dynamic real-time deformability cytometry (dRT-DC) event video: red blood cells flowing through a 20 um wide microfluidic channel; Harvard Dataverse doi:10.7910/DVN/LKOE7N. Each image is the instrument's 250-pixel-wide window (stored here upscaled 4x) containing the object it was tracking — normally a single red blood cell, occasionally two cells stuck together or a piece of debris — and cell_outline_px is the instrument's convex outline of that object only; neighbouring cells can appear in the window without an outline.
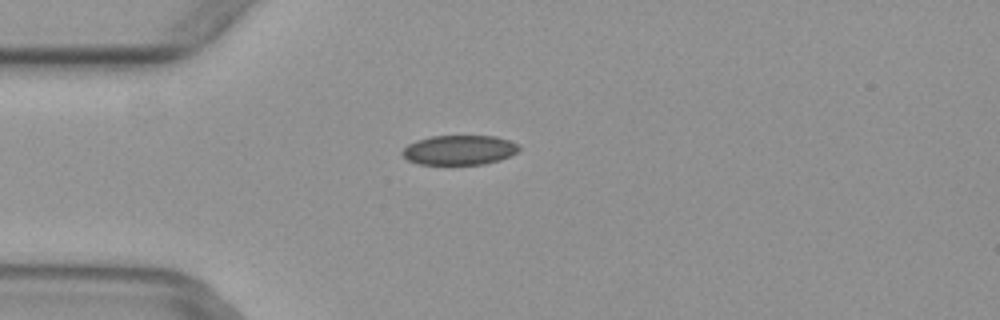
{"species": "common noctule bat (a hibernating species)", "species_latin": "Nyctalus noctula", "temperature_condition": "warm", "stored_images_in_passage": 2, "camera_frame_rate_fps": 3000, "um_per_image_px": 0.085, "animal": {"sex": "female", "body_mass_g": 29.2, "forearm_length_mm": 56.3}, "frame": {"image": 1, "passage_image": 1, "time_ms": 0.0, "image_size_px": [1000, 320], "cell_outline_px": [[520, 148], [516, 152], [500, 160], [484, 164], [420, 164], [408, 160], [400, 152], [408, 144], [416, 140], [432, 136], [496, 136], [520, 144]], "centroid_in_image_um": [39.04, 12.74], "position_along_channel_um": 46.0, "area_um2": 20.11}}